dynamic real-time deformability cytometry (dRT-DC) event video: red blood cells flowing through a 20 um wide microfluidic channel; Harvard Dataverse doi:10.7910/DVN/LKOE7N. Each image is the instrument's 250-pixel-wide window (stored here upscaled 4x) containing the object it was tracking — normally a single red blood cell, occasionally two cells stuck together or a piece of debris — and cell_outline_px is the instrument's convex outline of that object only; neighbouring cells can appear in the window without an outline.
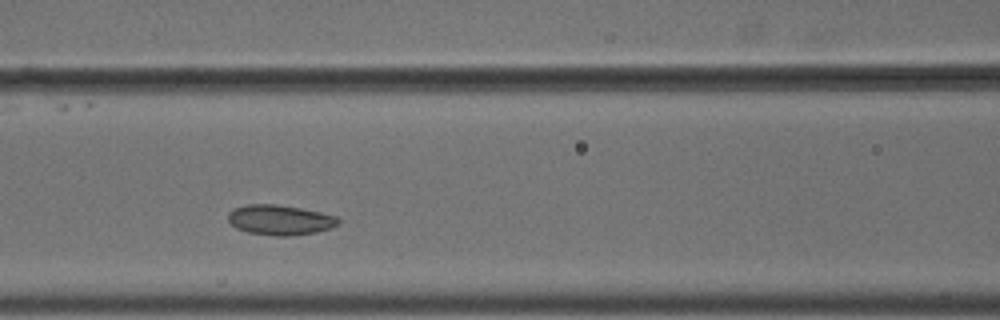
{"species": "common noctule bat (a hibernating species)", "species_latin": "Nyctalus noctula", "temperature_condition": "cold", "stored_images_in_passage": 8, "camera_frame_rate_fps": 3000, "um_per_image_px": 0.085, "animal": {"sex": "male", "body_mass_g": 18.8}, "frame": {"image": 1, "passage_image": 4, "time_ms": 1.0, "image_size_px": [1000, 320], "cell_outline_px": [[340, 224], [332, 228], [316, 232], [288, 236], [276, 236], [248, 232], [236, 228], [228, 220], [228, 212], [236, 208], [248, 204], [276, 204], [300, 208], [320, 212], [336, 216], [340, 220]], "centroid_in_image_um": [23.82, 18.7], "position_along_channel_um": 142.8, "area_um2": 19.31}}
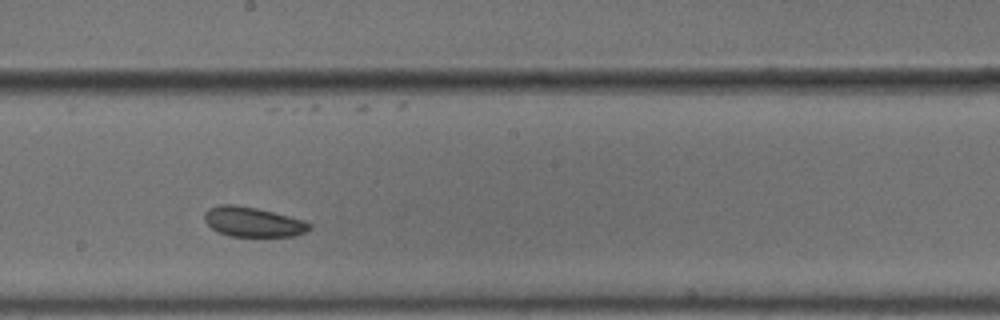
{"frame": {"image": 2, "passage_image": 6, "time_ms": 1.667, "image_size_px": [1000, 320], "cell_outline_px": [[312, 228], [304, 232], [292, 236], [228, 236], [216, 232], [204, 220], [204, 212], [208, 208], [220, 204], [232, 204], [256, 208], [304, 220], [312, 224]], "centroid_in_image_um": [21.46, 18.86], "position_along_channel_um": 226.7, "area_um2": 18.21}}
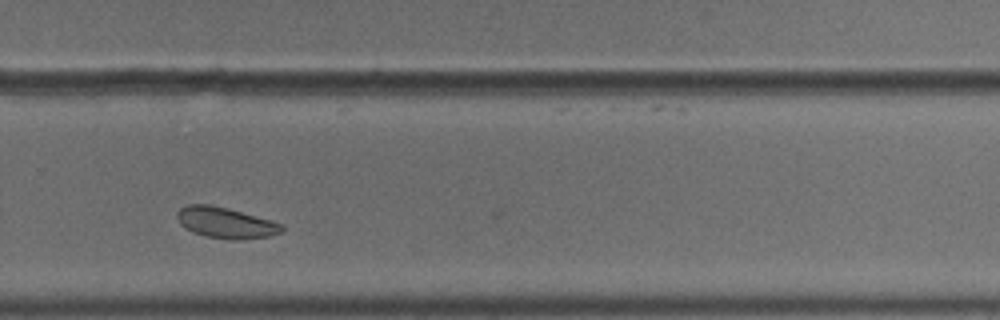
{"frame": {"image": 3, "passage_image": 8, "time_ms": 2.333, "image_size_px": [1000, 320], "cell_outline_px": [[284, 232], [268, 236], [244, 240], [232, 240], [204, 236], [192, 232], [180, 224], [176, 216], [176, 212], [180, 208], [188, 204], [208, 204], [228, 208], [272, 220], [284, 224]], "centroid_in_image_um": [19.2, 18.94], "position_along_channel_um": 310.6, "area_um2": 19.19}}